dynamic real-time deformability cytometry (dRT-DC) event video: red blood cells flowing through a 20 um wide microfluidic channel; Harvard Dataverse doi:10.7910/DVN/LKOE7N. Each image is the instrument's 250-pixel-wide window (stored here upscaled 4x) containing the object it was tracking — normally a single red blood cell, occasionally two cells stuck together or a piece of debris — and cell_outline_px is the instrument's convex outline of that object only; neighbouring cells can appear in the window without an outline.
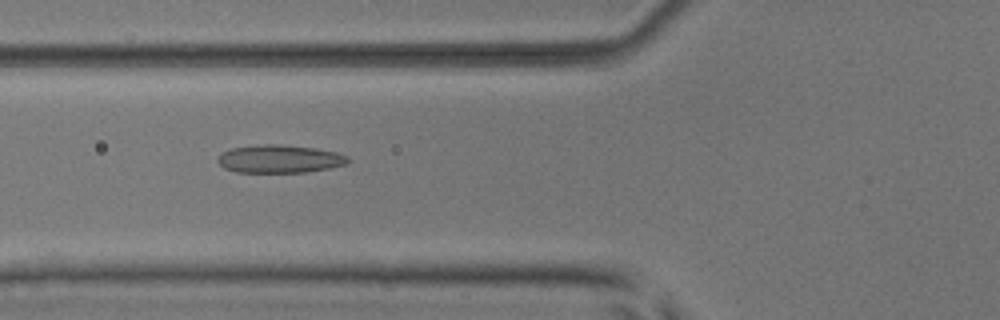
{"species": "common noctule bat (a hibernating species)", "species_latin": "Nyctalus noctula", "temperature_condition": "room temperature", "stored_images_in_passage": 52, "camera_frame_rate_fps": 3000, "um_per_image_px": 0.085, "animal": {"sex": "male", "body_mass_g": 17.9, "forearm_length_mm": 54.2}, "frame": {"image": 1, "passage_image": 20, "time_ms": 6.333, "image_size_px": [1000, 320], "cell_outline_px": [[352, 160], [348, 164], [328, 168], [304, 172], [236, 172], [224, 168], [216, 160], [224, 152], [232, 148], [260, 144], [276, 144], [316, 148], [336, 152], [348, 156]], "centroid_in_image_um": [23.8, 13.5], "position_along_channel_um": 102.0, "area_um2": 21.21}}
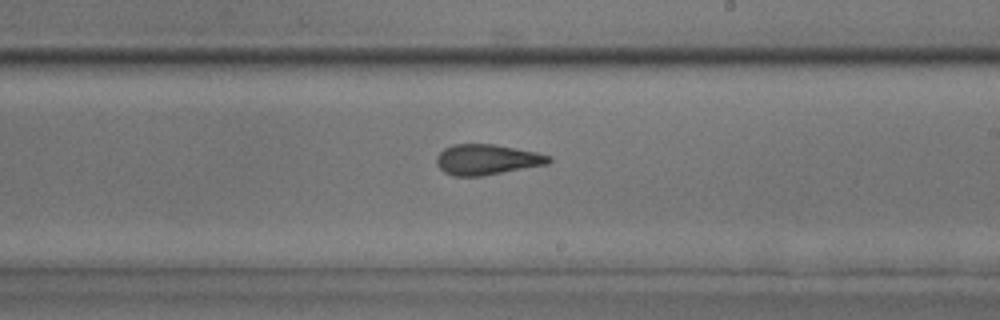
{"frame": {"image": 2, "passage_image": 31, "time_ms": 10.0, "image_size_px": [1000, 320], "cell_outline_px": [[552, 160], [548, 164], [480, 176], [452, 176], [444, 172], [436, 164], [436, 156], [444, 148], [452, 144], [496, 144], [536, 152], [552, 156]], "centroid_in_image_um": [41.37, 13.55], "position_along_channel_um": 247.6, "area_um2": 20.0}}
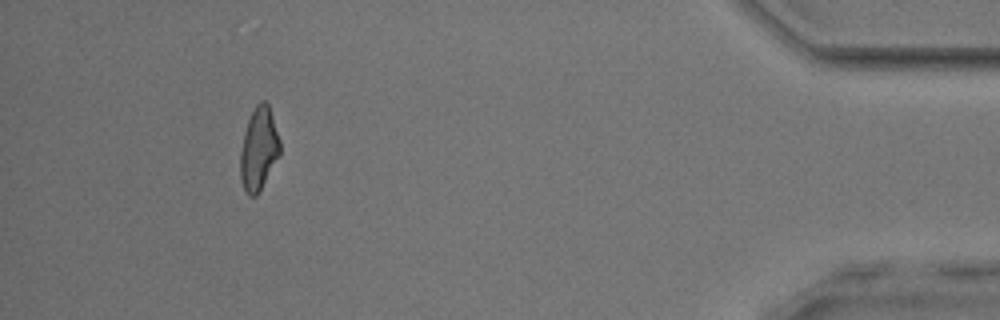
{"frame": {"image": 3, "passage_image": 48, "time_ms": 15.667, "image_size_px": [1000, 320], "cell_outline_px": [[280, 156], [256, 196], [248, 196], [244, 192], [240, 180], [240, 152], [244, 132], [248, 120], [256, 104], [260, 100], [264, 100], [268, 104], [280, 140]], "centroid_in_image_um": [21.98, 12.68], "position_along_channel_um": 413.2, "area_um2": 19.25}, "authors_computed_cell_mechanics": {"area_um2": 20.2011, "velocity_mm_per_s": 3.9771, "shape_relaxation_time_tau1_ms": 8.4204, "shape_relaxation_time_tau2_ms": 2.2603, "deformation_change_tau1": 0.1833, "deformation_change_tau2": 0.1181}}